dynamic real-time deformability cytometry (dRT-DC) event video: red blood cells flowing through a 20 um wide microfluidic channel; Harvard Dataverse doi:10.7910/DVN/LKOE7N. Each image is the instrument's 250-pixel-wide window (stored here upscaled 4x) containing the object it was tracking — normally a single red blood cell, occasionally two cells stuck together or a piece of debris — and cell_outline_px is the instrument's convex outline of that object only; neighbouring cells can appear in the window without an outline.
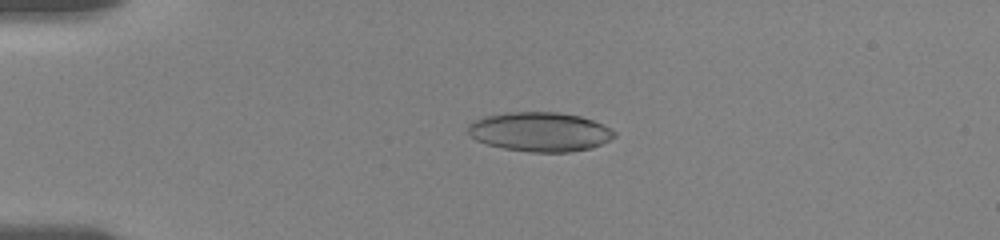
{"species": "human", "species_latin": "Homo sapiens", "temperature_condition": "room temperature", "stored_images_in_passage": 56, "camera_frame_rate_fps": 3000, "um_per_image_px": 0.085, "donor": {"sex": "female"}, "frame": {"image": 1, "passage_image": 14, "time_ms": 4.333, "image_size_px": [1000, 240], "cell_outline_px": [[616, 136], [592, 148], [568, 152], [528, 152], [504, 148], [488, 144], [476, 140], [468, 132], [468, 124], [484, 116], [508, 112], [556, 112], [580, 116], [604, 124], [612, 128], [616, 132]], "centroid_in_image_um": [45.92, 11.2], "position_along_channel_um": 39.1, "area_um2": 33.52}}
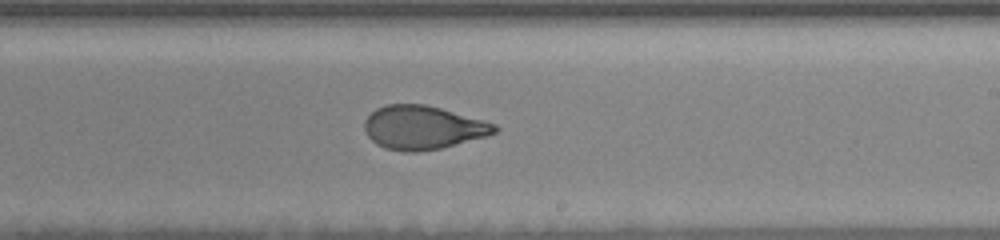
{"frame": {"image": 2, "passage_image": 35, "time_ms": 11.333, "image_size_px": [1000, 240], "cell_outline_px": [[500, 128], [496, 132], [488, 136], [440, 148], [416, 152], [404, 152], [384, 148], [376, 144], [368, 136], [364, 128], [364, 120], [376, 108], [384, 104], [424, 104], [440, 108], [484, 120], [496, 124]], "centroid_in_image_um": [35.94, 10.84], "position_along_channel_um": 253.1, "area_um2": 33.18}}
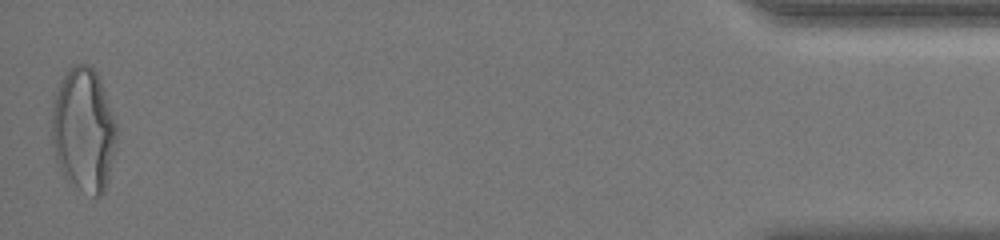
{"frame": {"image": 3, "passage_image": 56, "time_ms": 18.333, "image_size_px": [1000, 240], "cell_outline_px": [[116, 140], [108, 180], [104, 192], [100, 196], [92, 196], [80, 188], [60, 168], [56, 160], [52, 144], [52, 108], [60, 80], [68, 68], [76, 64], [88, 64], [96, 72], [100, 80], [116, 124]], "centroid_in_image_um": [7.1, 11.0], "position_along_channel_um": 428.1, "area_um2": 46.07}, "authors_computed_cell_mechanics": {"area_um2": 33.9864, "velocity_mm_per_s": 3.6371, "shape_relaxation_time_tau1_ms": 7.3259, "shape_relaxation_time_tau2_ms": 1.3598, "deformation_change_tau1": 0.213, "deformation_change_tau2": 0.0796}}